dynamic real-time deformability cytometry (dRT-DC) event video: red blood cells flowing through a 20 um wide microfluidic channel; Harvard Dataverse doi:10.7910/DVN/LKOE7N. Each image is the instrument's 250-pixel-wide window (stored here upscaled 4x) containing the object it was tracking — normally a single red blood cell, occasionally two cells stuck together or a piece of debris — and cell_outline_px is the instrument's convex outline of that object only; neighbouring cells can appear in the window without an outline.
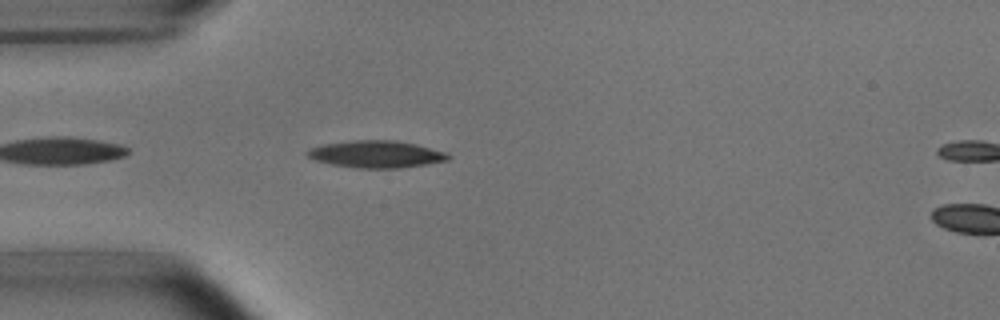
{"species": "common noctule bat (a hibernating species)", "species_latin": "Nyctalus noctula", "temperature_condition": "room temperature", "stored_images_in_passage": 3, "camera_frame_rate_fps": 3000, "um_per_image_px": 0.085, "animal": {"sex": "male", "body_mass_g": 15.6}, "frame": {"image": 1, "passage_image": 2, "time_ms": 1.333, "image_size_px": [1000, 320], "cell_outline_px": [[452, 156], [448, 160], [428, 164], [400, 168], [356, 168], [332, 164], [316, 160], [308, 156], [308, 148], [324, 144], [352, 140], [396, 140], [416, 144], [448, 152]], "centroid_in_image_um": [32.04, 13.1], "position_along_channel_um": 53.0, "area_um2": 22.31}}